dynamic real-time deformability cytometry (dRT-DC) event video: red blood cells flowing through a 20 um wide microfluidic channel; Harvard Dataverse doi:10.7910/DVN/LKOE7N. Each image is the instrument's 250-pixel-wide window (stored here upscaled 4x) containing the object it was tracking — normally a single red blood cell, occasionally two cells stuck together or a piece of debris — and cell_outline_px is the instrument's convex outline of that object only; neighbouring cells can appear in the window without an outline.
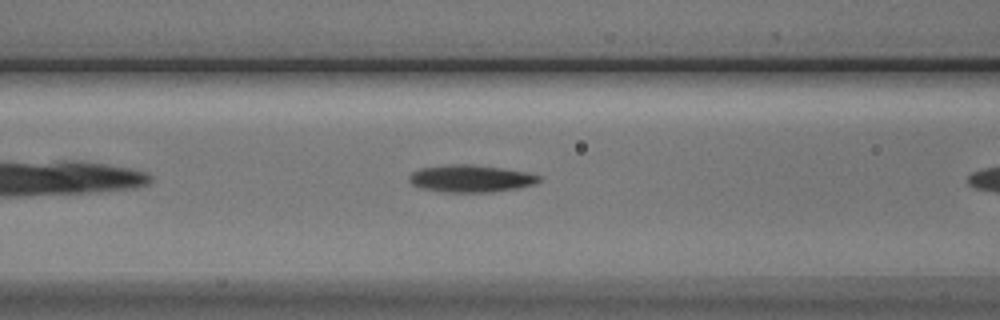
{"species": "Egyptian fruit bat (a non-hibernating species)", "species_latin": "Rousettus aegyptiacus", "temperature_condition": "cold", "stored_images_in_passage": 10, "camera_frame_rate_fps": 3000, "um_per_image_px": 0.085, "animal": {"sex": "male"}, "frame": {"image": 1, "passage_image": 9, "time_ms": 2.667, "image_size_px": [1000, 320], "cell_outline_px": [[540, 180], [536, 184], [516, 188], [492, 192], [440, 192], [420, 188], [412, 184], [408, 180], [408, 176], [412, 172], [420, 168], [452, 164], [472, 164], [528, 172], [540, 176]], "centroid_in_image_um": [39.98, 15.18], "position_along_channel_um": 126.6, "area_um2": 20.69}}